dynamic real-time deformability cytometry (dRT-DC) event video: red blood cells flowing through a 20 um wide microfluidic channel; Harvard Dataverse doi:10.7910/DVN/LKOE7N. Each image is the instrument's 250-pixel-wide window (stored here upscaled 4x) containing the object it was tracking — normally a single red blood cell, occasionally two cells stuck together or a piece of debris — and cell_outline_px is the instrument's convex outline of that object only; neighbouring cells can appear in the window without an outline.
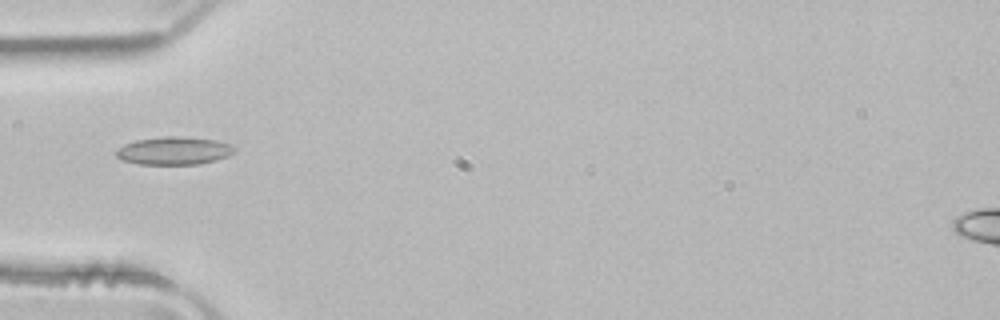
{"species": "common noctule bat (a hibernating species)", "species_latin": "Nyctalus noctula", "temperature_condition": "room temperature", "stored_images_in_passage": 36, "camera_frame_rate_fps": 3000, "um_per_image_px": 0.085, "animal": {"sex": "male", "body_mass_g": 21.5, "forearm_length_mm": 52.0}, "frame": {"image": 1, "passage_image": 1, "time_ms": 0.0, "image_size_px": [1000, 320], "cell_outline_px": [[236, 152], [228, 156], [216, 160], [196, 164], [136, 164], [124, 160], [116, 156], [116, 148], [124, 144], [136, 140], [164, 136], [184, 136], [216, 140], [232, 144], [236, 148]], "centroid_in_image_um": [14.81, 12.8], "position_along_channel_um": 70.2, "area_um2": 19.42}}
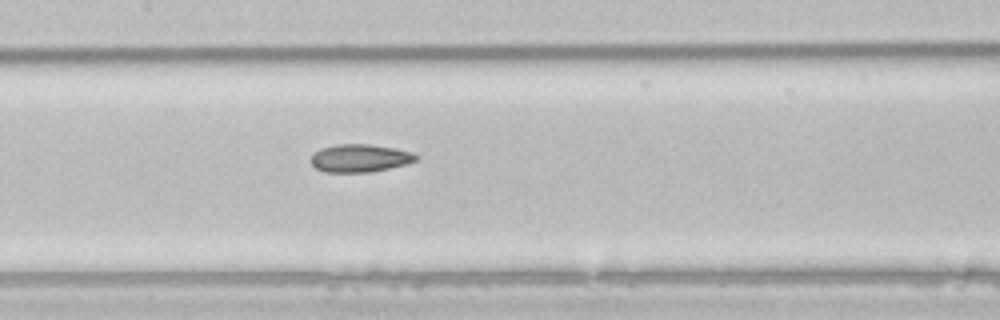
{"frame": {"image": 2, "passage_image": 9, "time_ms": 2.667, "image_size_px": [1000, 320], "cell_outline_px": [[420, 156], [416, 160], [404, 164], [388, 168], [368, 172], [324, 172], [316, 168], [312, 164], [312, 156], [320, 148], [336, 144], [368, 144], [396, 148], [412, 152]], "centroid_in_image_um": [30.6, 13.43], "position_along_channel_um": 176.8, "area_um2": 16.94}}
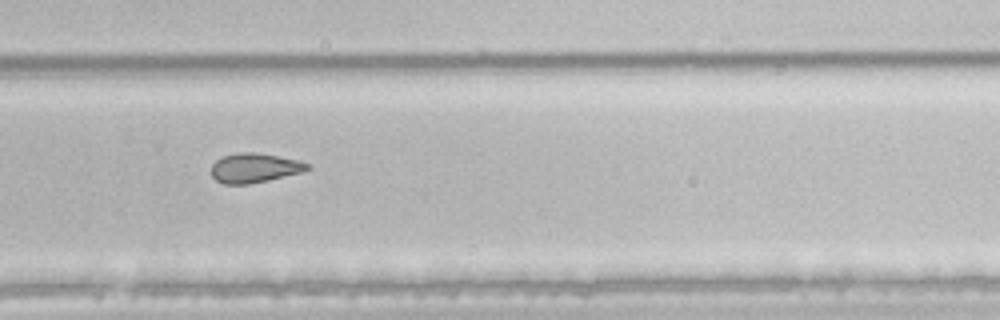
{"frame": {"image": 3, "passage_image": 19, "time_ms": 6.0, "image_size_px": [1000, 320], "cell_outline_px": [[312, 168], [300, 172], [268, 180], [248, 184], [224, 184], [216, 180], [212, 176], [212, 164], [216, 160], [224, 156], [240, 152], [256, 152], [300, 160], [308, 164]], "centroid_in_image_um": [21.63, 14.27], "position_along_channel_um": 308.2, "area_um2": 16.36}, "authors_computed_cell_mechanics": {"area_um2": 17.0799, "velocity_mm_per_s": 3.959, "shape_relaxation_time_tau1_ms": null, "shape_relaxation_time_tau2_ms": 5.0308, "deformation_change_tau1": null, "deformation_change_tau2": 0.1124}}